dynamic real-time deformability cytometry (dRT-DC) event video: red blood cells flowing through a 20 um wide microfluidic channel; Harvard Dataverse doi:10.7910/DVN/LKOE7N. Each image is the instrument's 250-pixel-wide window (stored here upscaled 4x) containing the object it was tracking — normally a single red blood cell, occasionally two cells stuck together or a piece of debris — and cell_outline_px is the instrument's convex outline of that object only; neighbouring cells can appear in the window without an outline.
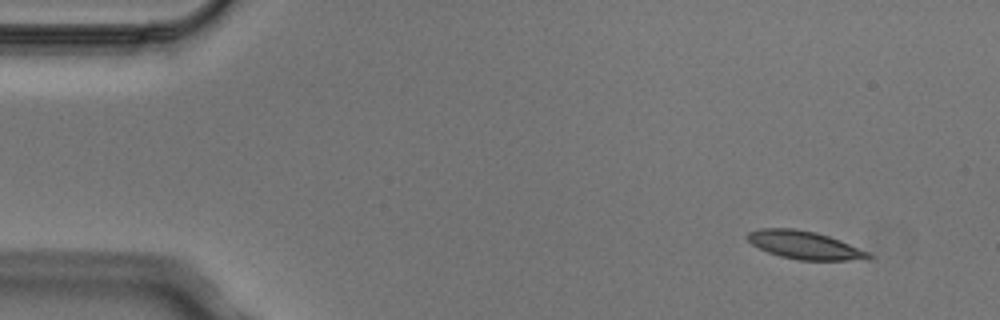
{"species": "Egyptian fruit bat (a non-hibernating species)", "species_latin": "Rousettus aegyptiacus", "temperature_condition": "cold", "stored_images_in_passage": 4, "camera_frame_rate_fps": 3000, "um_per_image_px": 0.085, "animal": {"sex": "male"}, "frame": {"image": 1, "passage_image": 1, "time_ms": 0.0, "image_size_px": [1000, 320], "cell_outline_px": [[872, 256], [868, 260], [800, 260], [780, 256], [768, 252], [752, 244], [748, 240], [748, 232], [760, 228], [796, 228], [816, 232], [840, 240], [868, 252]], "centroid_in_image_um": [68.4, 20.83], "position_along_channel_um": 16.6, "area_um2": 19.65}}
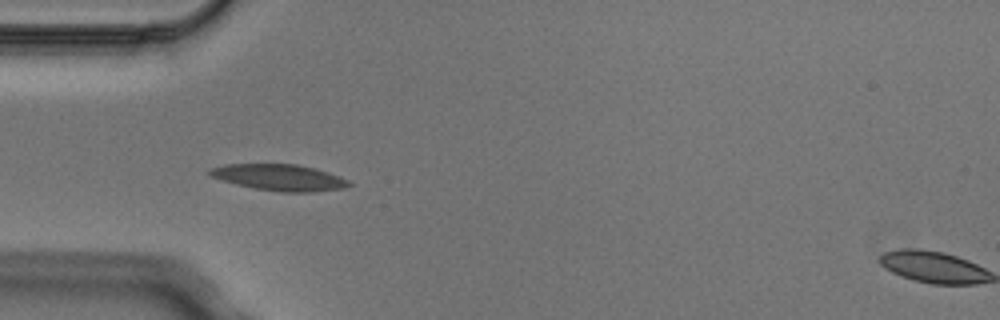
{"frame": {"image": 2, "passage_image": 4, "time_ms": 1.0, "image_size_px": [1000, 320], "cell_outline_px": [[352, 184], [344, 188], [312, 192], [280, 192], [256, 188], [236, 184], [212, 176], [208, 172], [208, 168], [224, 164], [296, 164], [328, 172], [340, 176], [348, 180]], "centroid_in_image_um": [23.75, 15.08], "position_along_channel_um": 61.2, "area_um2": 21.15}}